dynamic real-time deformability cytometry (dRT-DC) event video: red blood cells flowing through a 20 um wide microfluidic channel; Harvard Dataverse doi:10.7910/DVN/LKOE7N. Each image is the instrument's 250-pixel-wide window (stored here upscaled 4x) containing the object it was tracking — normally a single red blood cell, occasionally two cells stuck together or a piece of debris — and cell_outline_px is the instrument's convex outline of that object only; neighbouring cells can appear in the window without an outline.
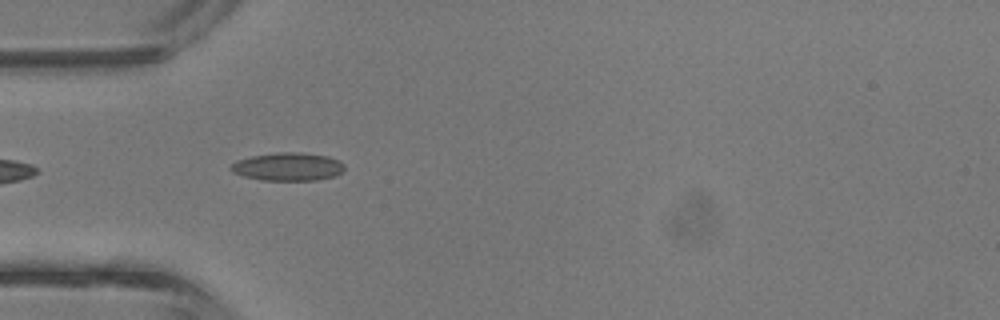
{"species": "common noctule bat (a hibernating species)", "species_latin": "Nyctalus noctula", "temperature_condition": "room temperature", "stored_images_in_passage": 5, "camera_frame_rate_fps": 3000, "um_per_image_px": 0.085, "animal": {"sex": "male", "body_mass_g": 13.3}, "frame": {"image": 1, "passage_image": 5, "time_ms": 1.333, "image_size_px": [1000, 320], "cell_outline_px": [[344, 168], [336, 176], [316, 180], [260, 180], [244, 176], [232, 172], [228, 168], [236, 160], [252, 156], [276, 152], [300, 152], [328, 156], [340, 160], [344, 164]], "centroid_in_image_um": [24.46, 14.16], "position_along_channel_um": 60.5, "area_um2": 18.73}}